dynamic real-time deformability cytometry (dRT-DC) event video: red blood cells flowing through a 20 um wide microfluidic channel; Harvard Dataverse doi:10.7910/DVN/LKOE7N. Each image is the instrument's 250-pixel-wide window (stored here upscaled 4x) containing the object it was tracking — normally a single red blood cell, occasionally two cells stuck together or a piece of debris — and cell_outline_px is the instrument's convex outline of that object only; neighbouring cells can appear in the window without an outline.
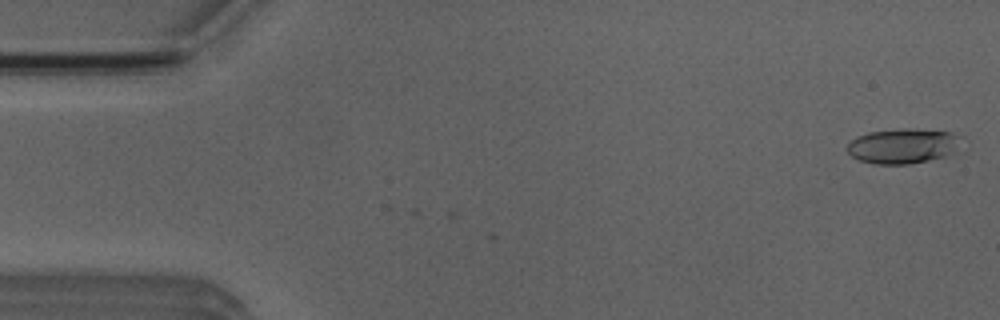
{"species": "Egyptian fruit bat (a non-hibernating species)", "species_latin": "Rousettus aegyptiacus", "temperature_condition": "room temperature", "stored_images_in_passage": 48, "camera_frame_rate_fps": 3000, "um_per_image_px": 0.085, "animal": {"sex": "male"}, "frame": {"image": 1, "passage_image": 1, "time_ms": 0.0, "image_size_px": [1000, 320], "cell_outline_px": [[956, 140], [952, 152], [944, 156], [928, 160], [908, 164], [872, 164], [860, 160], [852, 156], [848, 152], [848, 144], [856, 136], [868, 132], [904, 128], [912, 128], [948, 132], [956, 136]], "centroid_in_image_um": [76.62, 12.41], "position_along_channel_um": 8.4, "area_um2": 22.6}}
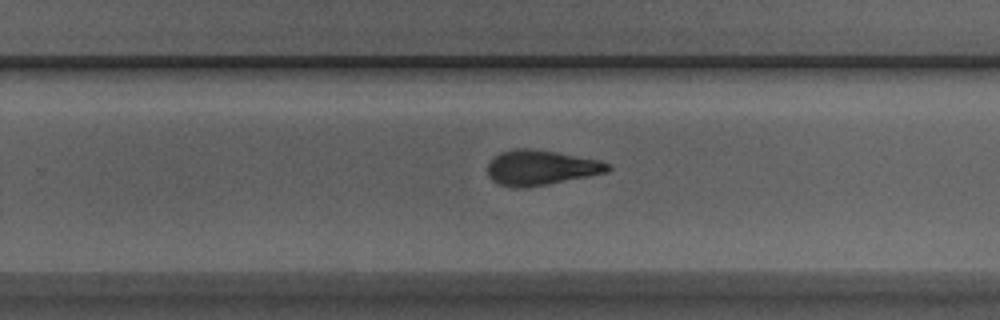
{"frame": {"image": 2, "passage_image": 32, "time_ms": 10.333, "image_size_px": [1000, 320], "cell_outline_px": [[612, 168], [608, 172], [588, 176], [524, 188], [516, 188], [500, 184], [492, 180], [488, 176], [488, 164], [500, 152], [512, 148], [528, 148], [556, 152], [600, 160], [608, 164]], "centroid_in_image_um": [45.96, 14.24], "position_along_channel_um": 283.8, "area_um2": 24.33}}
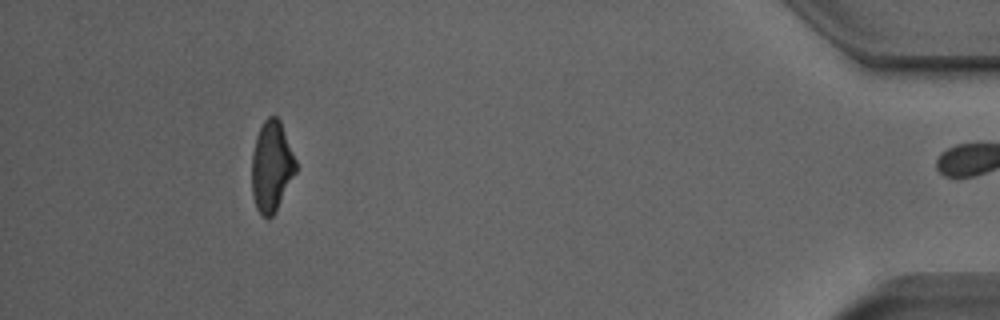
{"frame": {"image": 3, "passage_image": 47, "time_ms": 15.333, "image_size_px": [1000, 320], "cell_outline_px": [[296, 172], [272, 216], [268, 220], [260, 216], [256, 208], [252, 196], [252, 152], [256, 136], [264, 120], [268, 116], [276, 116], [280, 120], [296, 160]], "centroid_in_image_um": [23.06, 14.16], "position_along_channel_um": 412.1, "area_um2": 23.24}, "authors_computed_cell_mechanics": {"area_um2": 24.1315, "velocity_mm_per_s": 3.9251, "shape_relaxation_time_tau1_ms": 4.8284, "shape_relaxation_time_tau2_ms": 1.8238, "deformation_change_tau1": 0.1661, "deformation_change_tau2": 0.0929}}